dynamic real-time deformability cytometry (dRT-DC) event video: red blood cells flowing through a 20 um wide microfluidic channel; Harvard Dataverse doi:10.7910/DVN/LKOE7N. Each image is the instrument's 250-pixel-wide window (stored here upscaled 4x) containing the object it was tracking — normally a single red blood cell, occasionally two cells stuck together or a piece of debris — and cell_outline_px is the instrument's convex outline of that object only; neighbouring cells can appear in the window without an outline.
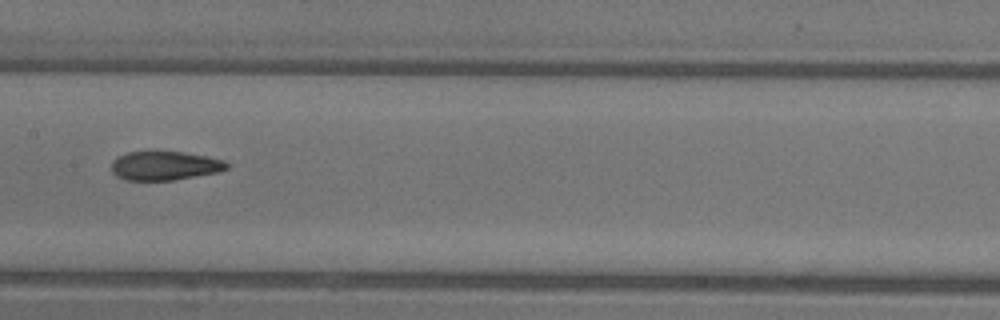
{"species": "common noctule bat (a hibernating species)", "species_latin": "Nyctalus noctula", "temperature_condition": "warm", "stored_images_in_passage": 6, "camera_frame_rate_fps": 3000, "um_per_image_px": 0.085, "animal": {"sex": "female"}, "frame": {"image": 1, "passage_image": 6, "time_ms": 1.667, "image_size_px": [1000, 320], "cell_outline_px": [[228, 168], [220, 172], [172, 180], [124, 180], [116, 176], [112, 172], [112, 160], [116, 156], [128, 152], [148, 148], [184, 152], [224, 160], [228, 164]], "centroid_in_image_um": [13.94, 14.04], "position_along_channel_um": 193.5, "area_um2": 20.23}}